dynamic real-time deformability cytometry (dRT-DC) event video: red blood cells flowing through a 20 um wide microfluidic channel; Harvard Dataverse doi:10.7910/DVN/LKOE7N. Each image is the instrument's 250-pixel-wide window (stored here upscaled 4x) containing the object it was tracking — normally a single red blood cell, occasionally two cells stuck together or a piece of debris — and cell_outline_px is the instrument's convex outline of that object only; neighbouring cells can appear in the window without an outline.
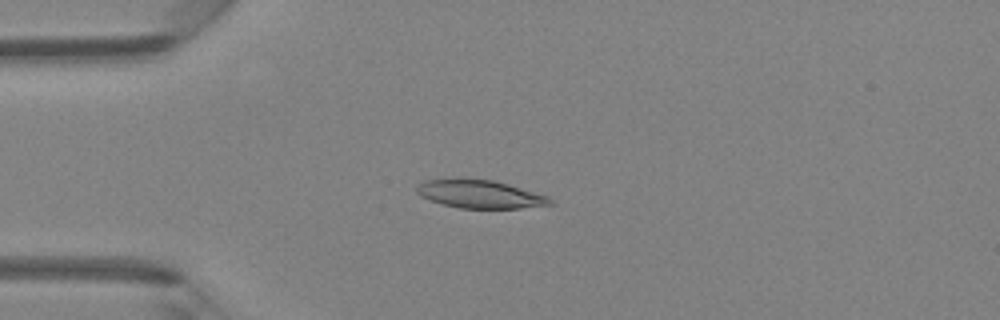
{"species": "Egyptian fruit bat (a non-hibernating species)", "species_latin": "Rousettus aegyptiacus", "temperature_condition": "room temperature", "stored_images_in_passage": 47, "camera_frame_rate_fps": 3000, "um_per_image_px": 0.085, "animal": {"sex": "female"}, "frame": {"image": 1, "passage_image": 12, "time_ms": 3.667, "image_size_px": [1000, 320], "cell_outline_px": [[552, 204], [520, 208], [460, 208], [444, 204], [420, 196], [416, 192], [416, 188], [420, 184], [428, 180], [456, 176], [468, 176], [492, 180], [508, 184], [548, 196], [552, 200]], "centroid_in_image_um": [40.75, 16.46], "position_along_channel_um": 44.2, "area_um2": 22.2}}
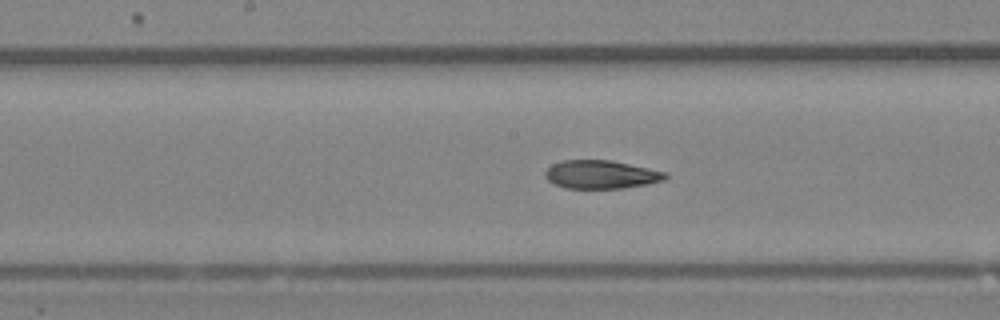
{"frame": {"image": 2, "passage_image": 24, "time_ms": 7.667, "image_size_px": [1000, 320], "cell_outline_px": [[668, 176], [664, 180], [648, 184], [624, 188], [564, 188], [548, 180], [544, 176], [544, 172], [552, 164], [564, 160], [612, 160], [668, 172]], "centroid_in_image_um": [51.12, 14.83], "position_along_channel_um": 197.1, "area_um2": 19.94}}
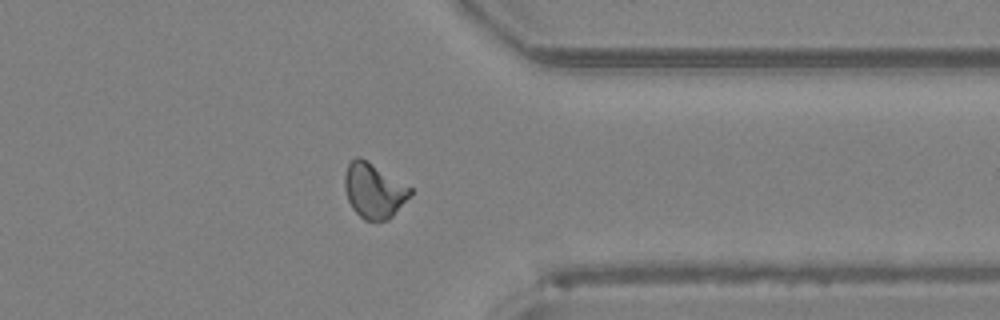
{"frame": {"image": 3, "passage_image": 37, "time_ms": 12.0, "image_size_px": [1000, 320], "cell_outline_px": [[412, 192], [392, 216], [388, 220], [364, 220], [352, 208], [348, 200], [344, 188], [344, 172], [348, 164], [356, 156], [360, 156], [412, 188]], "centroid_in_image_um": [31.74, 16.19], "position_along_channel_um": 379.7, "area_um2": 20.75}, "authors_computed_cell_mechanics": {"area_um2": 20.8658, "velocity_mm_per_s": 4.3604, "shape_relaxation_time_tau1_ms": null, "shape_relaxation_time_tau2_ms": 5.6623, "deformation_change_tau1": null, "deformation_change_tau2": 0.1142}}